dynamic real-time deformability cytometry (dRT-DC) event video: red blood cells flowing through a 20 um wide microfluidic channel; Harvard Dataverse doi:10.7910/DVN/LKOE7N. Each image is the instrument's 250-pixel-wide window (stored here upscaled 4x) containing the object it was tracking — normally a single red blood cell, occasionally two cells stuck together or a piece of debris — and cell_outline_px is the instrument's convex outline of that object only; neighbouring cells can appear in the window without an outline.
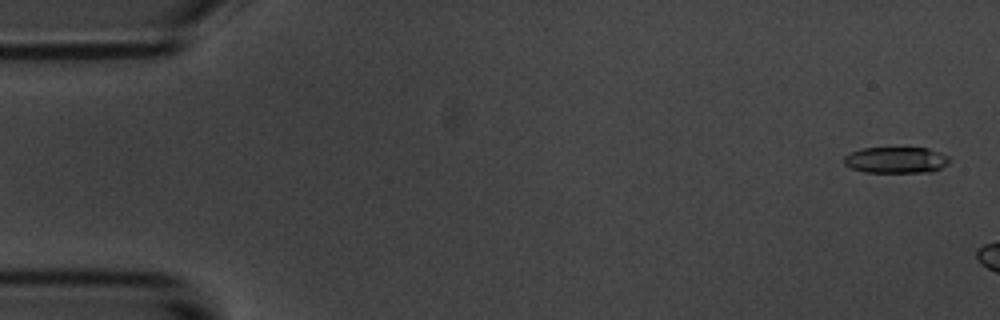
{"species": "common noctule bat (a hibernating species)", "species_latin": "Nyctalus noctula", "temperature_condition": "room temperature", "stored_images_in_passage": 10, "camera_frame_rate_fps": 3000, "um_per_image_px": 0.085, "animal": {"sex": "male", "body_mass_g": 20.1, "forearm_length_mm": 53.5}, "frame": {"image": 1, "passage_image": 2, "time_ms": 0.333, "image_size_px": [1000, 320], "cell_outline_px": [[952, 160], [948, 164], [932, 172], [864, 172], [852, 168], [844, 164], [844, 156], [860, 148], [928, 148], [948, 156]], "centroid_in_image_um": [76.18, 13.6], "position_along_channel_um": 8.8, "area_um2": 16.13}}